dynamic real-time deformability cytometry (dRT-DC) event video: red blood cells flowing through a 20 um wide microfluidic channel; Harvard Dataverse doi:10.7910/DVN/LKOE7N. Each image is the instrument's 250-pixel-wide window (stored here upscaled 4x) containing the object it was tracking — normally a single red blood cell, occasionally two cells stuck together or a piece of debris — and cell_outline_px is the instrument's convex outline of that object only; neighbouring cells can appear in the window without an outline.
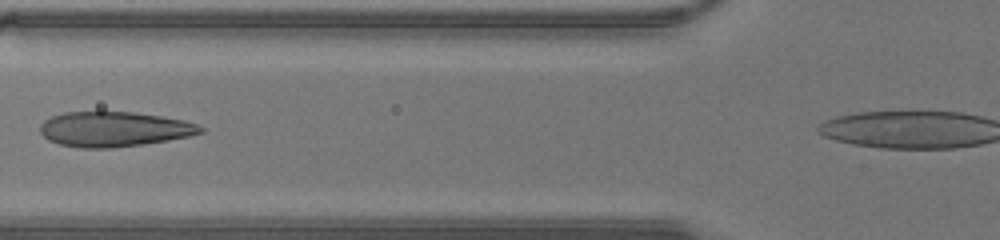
{"species": "human", "species_latin": "Homo sapiens", "temperature_condition": "warm", "stored_images_in_passage": 28, "camera_frame_rate_fps": 3000, "um_per_image_px": 0.085, "donor": {"sex": "male"}, "frame": {"image": 1, "passage_image": 8, "time_ms": 2.333, "image_size_px": [1000, 240], "cell_outline_px": [[204, 132], [188, 136], [168, 140], [112, 148], [80, 148], [60, 144], [48, 140], [40, 132], [40, 124], [44, 120], [52, 116], [64, 112], [132, 112], [160, 116], [184, 120], [196, 124], [204, 128]], "centroid_in_image_um": [9.67, 10.98], "position_along_channel_um": 116.1, "area_um2": 32.54}}
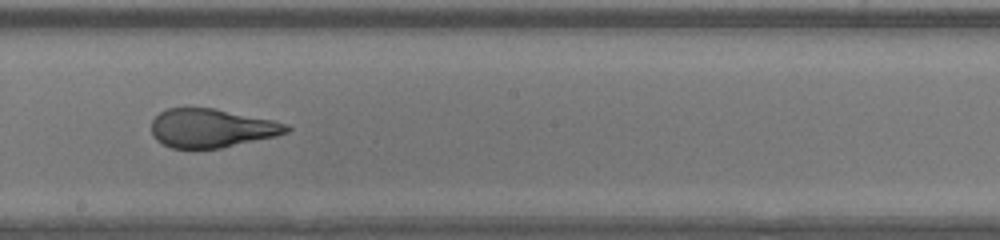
{"frame": {"image": 2, "passage_image": 15, "time_ms": 4.667, "image_size_px": [1000, 240], "cell_outline_px": [[292, 128], [288, 132], [276, 136], [220, 148], [172, 148], [156, 140], [152, 136], [152, 120], [160, 112], [168, 108], [212, 108], [272, 120], [288, 124]], "centroid_in_image_um": [17.98, 10.89], "position_along_channel_um": 230.2, "area_um2": 30.23}}
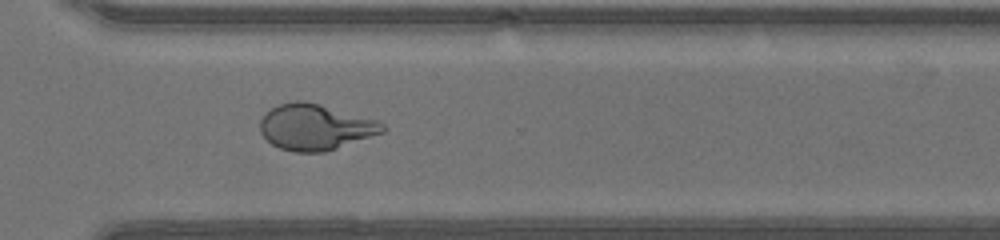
{"frame": {"image": 3, "passage_image": 22, "time_ms": 7.0, "image_size_px": [1000, 240], "cell_outline_px": [[388, 128], [384, 132], [324, 152], [296, 152], [280, 148], [272, 144], [260, 132], [260, 120], [272, 108], [280, 104], [296, 100], [304, 100], [320, 104], [376, 120], [384, 124]], "centroid_in_image_um": [26.8, 10.8], "position_along_channel_um": 343.8, "area_um2": 32.43}}